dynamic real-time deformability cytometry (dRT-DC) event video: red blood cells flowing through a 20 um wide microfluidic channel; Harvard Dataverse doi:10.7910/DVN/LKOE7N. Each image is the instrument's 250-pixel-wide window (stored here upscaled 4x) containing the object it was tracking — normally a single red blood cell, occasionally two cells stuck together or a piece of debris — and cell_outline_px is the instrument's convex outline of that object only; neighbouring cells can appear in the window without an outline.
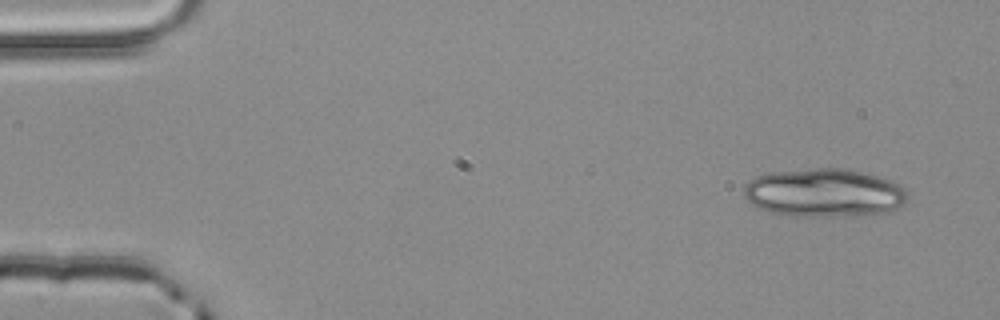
{"species": "common noctule bat (a hibernating species)", "species_latin": "Nyctalus noctula", "temperature_condition": "room temperature", "stored_images_in_passage": 4, "camera_frame_rate_fps": 3000, "um_per_image_px": 0.085, "animal": {"sex": "male", "body_mass_g": 20.4}, "frame": {"image": 1, "passage_image": 1, "time_ms": 0.0, "image_size_px": [1000, 320], "cell_outline_px": [[908, 200], [904, 204], [888, 212], [864, 216], [792, 216], [772, 212], [756, 208], [744, 196], [744, 184], [756, 176], [768, 172], [816, 168], [840, 168], [860, 172], [892, 180], [900, 184], [908, 192]], "centroid_in_image_um": [70.07, 16.4], "position_along_channel_um": 14.9, "area_um2": 46.64}}